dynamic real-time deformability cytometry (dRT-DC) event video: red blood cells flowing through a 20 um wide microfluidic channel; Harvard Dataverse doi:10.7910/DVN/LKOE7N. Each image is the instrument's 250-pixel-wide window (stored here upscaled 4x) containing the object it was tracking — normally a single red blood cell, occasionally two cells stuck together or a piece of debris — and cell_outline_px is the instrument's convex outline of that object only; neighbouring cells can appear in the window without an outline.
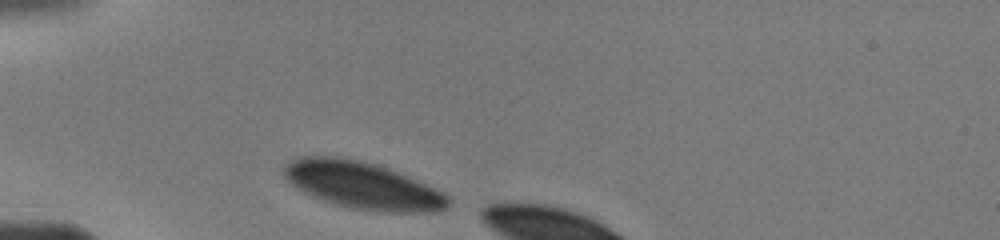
{"species": "human", "species_latin": "Homo sapiens", "temperature_condition": "warm", "stored_images_in_passage": 4, "camera_frame_rate_fps": 3000, "um_per_image_px": 0.085, "donor": {"sex": "male"}, "frame": {"image": 1, "passage_image": 1, "time_ms": 0.0, "image_size_px": [1000, 240], "cell_outline_px": [[452, 204], [448, 208], [436, 212], [380, 212], [352, 208], [332, 204], [320, 200], [304, 192], [292, 184], [284, 176], [284, 164], [300, 156], [336, 156], [360, 160], [376, 164], [408, 176], [444, 192], [452, 200]], "centroid_in_image_um": [30.85, 15.77], "position_along_channel_um": 54.1, "area_um2": 45.37}}